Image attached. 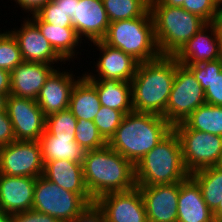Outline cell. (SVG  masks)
I'll return each instance as SVG.
<instances>
[{"mask_svg":"<svg viewBox=\"0 0 222 222\" xmlns=\"http://www.w3.org/2000/svg\"><path fill=\"white\" fill-rule=\"evenodd\" d=\"M82 165L84 181L94 202L105 194L136 186L134 165L108 145L87 150Z\"/></svg>","mask_w":222,"mask_h":222,"instance_id":"2","label":"cell"},{"mask_svg":"<svg viewBox=\"0 0 222 222\" xmlns=\"http://www.w3.org/2000/svg\"><path fill=\"white\" fill-rule=\"evenodd\" d=\"M148 222H177V202L180 182L138 186Z\"/></svg>","mask_w":222,"mask_h":222,"instance_id":"13","label":"cell"},{"mask_svg":"<svg viewBox=\"0 0 222 222\" xmlns=\"http://www.w3.org/2000/svg\"><path fill=\"white\" fill-rule=\"evenodd\" d=\"M125 114L122 111L105 106L100 107L93 122L103 139L108 142L122 122Z\"/></svg>","mask_w":222,"mask_h":222,"instance_id":"34","label":"cell"},{"mask_svg":"<svg viewBox=\"0 0 222 222\" xmlns=\"http://www.w3.org/2000/svg\"><path fill=\"white\" fill-rule=\"evenodd\" d=\"M31 19L39 28L42 35L48 40L56 53L64 60H72L78 53L75 47L81 44L82 40L77 35L74 27H60L41 21L34 13ZM76 52V54H75Z\"/></svg>","mask_w":222,"mask_h":222,"instance_id":"24","label":"cell"},{"mask_svg":"<svg viewBox=\"0 0 222 222\" xmlns=\"http://www.w3.org/2000/svg\"><path fill=\"white\" fill-rule=\"evenodd\" d=\"M8 96L9 95L0 94V111H6Z\"/></svg>","mask_w":222,"mask_h":222,"instance_id":"46","label":"cell"},{"mask_svg":"<svg viewBox=\"0 0 222 222\" xmlns=\"http://www.w3.org/2000/svg\"><path fill=\"white\" fill-rule=\"evenodd\" d=\"M6 111L16 140L39 141L45 132L46 116L34 99L9 95Z\"/></svg>","mask_w":222,"mask_h":222,"instance_id":"11","label":"cell"},{"mask_svg":"<svg viewBox=\"0 0 222 222\" xmlns=\"http://www.w3.org/2000/svg\"><path fill=\"white\" fill-rule=\"evenodd\" d=\"M95 87L102 106L122 111L133 112L131 83L110 79H88Z\"/></svg>","mask_w":222,"mask_h":222,"instance_id":"25","label":"cell"},{"mask_svg":"<svg viewBox=\"0 0 222 222\" xmlns=\"http://www.w3.org/2000/svg\"><path fill=\"white\" fill-rule=\"evenodd\" d=\"M55 3H57L58 6H60L65 12L67 17L72 18L75 14V8H76V2H79V0H53Z\"/></svg>","mask_w":222,"mask_h":222,"instance_id":"42","label":"cell"},{"mask_svg":"<svg viewBox=\"0 0 222 222\" xmlns=\"http://www.w3.org/2000/svg\"><path fill=\"white\" fill-rule=\"evenodd\" d=\"M176 74V59L160 56L138 64L131 83L134 112L152 113L165 118V110Z\"/></svg>","mask_w":222,"mask_h":222,"instance_id":"1","label":"cell"},{"mask_svg":"<svg viewBox=\"0 0 222 222\" xmlns=\"http://www.w3.org/2000/svg\"><path fill=\"white\" fill-rule=\"evenodd\" d=\"M0 222H11V214L0 211Z\"/></svg>","mask_w":222,"mask_h":222,"instance_id":"47","label":"cell"},{"mask_svg":"<svg viewBox=\"0 0 222 222\" xmlns=\"http://www.w3.org/2000/svg\"><path fill=\"white\" fill-rule=\"evenodd\" d=\"M24 20L19 30H10L19 45L23 61L50 65L65 62L42 35L38 26L29 17Z\"/></svg>","mask_w":222,"mask_h":222,"instance_id":"14","label":"cell"},{"mask_svg":"<svg viewBox=\"0 0 222 222\" xmlns=\"http://www.w3.org/2000/svg\"><path fill=\"white\" fill-rule=\"evenodd\" d=\"M213 211L205 203L197 182L189 175L180 182L177 222H212Z\"/></svg>","mask_w":222,"mask_h":222,"instance_id":"22","label":"cell"},{"mask_svg":"<svg viewBox=\"0 0 222 222\" xmlns=\"http://www.w3.org/2000/svg\"><path fill=\"white\" fill-rule=\"evenodd\" d=\"M23 62L19 45L8 31L0 33V68L11 72Z\"/></svg>","mask_w":222,"mask_h":222,"instance_id":"32","label":"cell"},{"mask_svg":"<svg viewBox=\"0 0 222 222\" xmlns=\"http://www.w3.org/2000/svg\"><path fill=\"white\" fill-rule=\"evenodd\" d=\"M134 167L136 186L177 183L190 175L184 167L179 137L174 130Z\"/></svg>","mask_w":222,"mask_h":222,"instance_id":"4","label":"cell"},{"mask_svg":"<svg viewBox=\"0 0 222 222\" xmlns=\"http://www.w3.org/2000/svg\"><path fill=\"white\" fill-rule=\"evenodd\" d=\"M16 141L7 111H0V147Z\"/></svg>","mask_w":222,"mask_h":222,"instance_id":"39","label":"cell"},{"mask_svg":"<svg viewBox=\"0 0 222 222\" xmlns=\"http://www.w3.org/2000/svg\"><path fill=\"white\" fill-rule=\"evenodd\" d=\"M11 222H60L48 214L30 209L25 212L11 214Z\"/></svg>","mask_w":222,"mask_h":222,"instance_id":"37","label":"cell"},{"mask_svg":"<svg viewBox=\"0 0 222 222\" xmlns=\"http://www.w3.org/2000/svg\"><path fill=\"white\" fill-rule=\"evenodd\" d=\"M219 6L216 0H185L182 8L199 16L206 23H212Z\"/></svg>","mask_w":222,"mask_h":222,"instance_id":"36","label":"cell"},{"mask_svg":"<svg viewBox=\"0 0 222 222\" xmlns=\"http://www.w3.org/2000/svg\"><path fill=\"white\" fill-rule=\"evenodd\" d=\"M219 5H222V0H216Z\"/></svg>","mask_w":222,"mask_h":222,"instance_id":"49","label":"cell"},{"mask_svg":"<svg viewBox=\"0 0 222 222\" xmlns=\"http://www.w3.org/2000/svg\"><path fill=\"white\" fill-rule=\"evenodd\" d=\"M88 205L79 194L65 190L43 176L37 177L33 210L55 217L60 222H70Z\"/></svg>","mask_w":222,"mask_h":222,"instance_id":"8","label":"cell"},{"mask_svg":"<svg viewBox=\"0 0 222 222\" xmlns=\"http://www.w3.org/2000/svg\"><path fill=\"white\" fill-rule=\"evenodd\" d=\"M0 94L10 95V72L0 68Z\"/></svg>","mask_w":222,"mask_h":222,"instance_id":"41","label":"cell"},{"mask_svg":"<svg viewBox=\"0 0 222 222\" xmlns=\"http://www.w3.org/2000/svg\"><path fill=\"white\" fill-rule=\"evenodd\" d=\"M77 119L69 109L50 114L46 117L43 135L54 137H75Z\"/></svg>","mask_w":222,"mask_h":222,"instance_id":"31","label":"cell"},{"mask_svg":"<svg viewBox=\"0 0 222 222\" xmlns=\"http://www.w3.org/2000/svg\"><path fill=\"white\" fill-rule=\"evenodd\" d=\"M172 130L163 116L133 111L125 114L107 145L135 166Z\"/></svg>","mask_w":222,"mask_h":222,"instance_id":"3","label":"cell"},{"mask_svg":"<svg viewBox=\"0 0 222 222\" xmlns=\"http://www.w3.org/2000/svg\"><path fill=\"white\" fill-rule=\"evenodd\" d=\"M53 65L23 61L10 72V94L36 100Z\"/></svg>","mask_w":222,"mask_h":222,"instance_id":"20","label":"cell"},{"mask_svg":"<svg viewBox=\"0 0 222 222\" xmlns=\"http://www.w3.org/2000/svg\"><path fill=\"white\" fill-rule=\"evenodd\" d=\"M75 141L80 147H84L86 150H97L107 145V142L98 132L94 122L84 119L77 120Z\"/></svg>","mask_w":222,"mask_h":222,"instance_id":"33","label":"cell"},{"mask_svg":"<svg viewBox=\"0 0 222 222\" xmlns=\"http://www.w3.org/2000/svg\"><path fill=\"white\" fill-rule=\"evenodd\" d=\"M173 57L181 65H193L222 58V44L215 26L207 23Z\"/></svg>","mask_w":222,"mask_h":222,"instance_id":"17","label":"cell"},{"mask_svg":"<svg viewBox=\"0 0 222 222\" xmlns=\"http://www.w3.org/2000/svg\"><path fill=\"white\" fill-rule=\"evenodd\" d=\"M43 166L39 141L16 140L0 147V174L37 178Z\"/></svg>","mask_w":222,"mask_h":222,"instance_id":"10","label":"cell"},{"mask_svg":"<svg viewBox=\"0 0 222 222\" xmlns=\"http://www.w3.org/2000/svg\"><path fill=\"white\" fill-rule=\"evenodd\" d=\"M43 164L51 160H71L83 163L87 150L80 147L75 137L42 135L39 140Z\"/></svg>","mask_w":222,"mask_h":222,"instance_id":"27","label":"cell"},{"mask_svg":"<svg viewBox=\"0 0 222 222\" xmlns=\"http://www.w3.org/2000/svg\"><path fill=\"white\" fill-rule=\"evenodd\" d=\"M206 103L205 93L193 73L176 60V74L165 110L172 125L182 123L199 106Z\"/></svg>","mask_w":222,"mask_h":222,"instance_id":"9","label":"cell"},{"mask_svg":"<svg viewBox=\"0 0 222 222\" xmlns=\"http://www.w3.org/2000/svg\"><path fill=\"white\" fill-rule=\"evenodd\" d=\"M93 44L98 47L102 54L96 63L97 75L93 72L85 73L84 76L87 79L132 81L139 64L137 60L120 49L108 46L103 41H96Z\"/></svg>","mask_w":222,"mask_h":222,"instance_id":"15","label":"cell"},{"mask_svg":"<svg viewBox=\"0 0 222 222\" xmlns=\"http://www.w3.org/2000/svg\"><path fill=\"white\" fill-rule=\"evenodd\" d=\"M20 7L23 8V11L35 13L40 7L45 5L50 0H14Z\"/></svg>","mask_w":222,"mask_h":222,"instance_id":"40","label":"cell"},{"mask_svg":"<svg viewBox=\"0 0 222 222\" xmlns=\"http://www.w3.org/2000/svg\"><path fill=\"white\" fill-rule=\"evenodd\" d=\"M212 24L215 26L217 35L222 44V7L219 6L218 12L214 17Z\"/></svg>","mask_w":222,"mask_h":222,"instance_id":"43","label":"cell"},{"mask_svg":"<svg viewBox=\"0 0 222 222\" xmlns=\"http://www.w3.org/2000/svg\"><path fill=\"white\" fill-rule=\"evenodd\" d=\"M186 66L200 83L206 103L222 106V58Z\"/></svg>","mask_w":222,"mask_h":222,"instance_id":"23","label":"cell"},{"mask_svg":"<svg viewBox=\"0 0 222 222\" xmlns=\"http://www.w3.org/2000/svg\"><path fill=\"white\" fill-rule=\"evenodd\" d=\"M213 216L215 220H222V199L218 207L213 211Z\"/></svg>","mask_w":222,"mask_h":222,"instance_id":"45","label":"cell"},{"mask_svg":"<svg viewBox=\"0 0 222 222\" xmlns=\"http://www.w3.org/2000/svg\"><path fill=\"white\" fill-rule=\"evenodd\" d=\"M212 222H222V220H213Z\"/></svg>","mask_w":222,"mask_h":222,"instance_id":"50","label":"cell"},{"mask_svg":"<svg viewBox=\"0 0 222 222\" xmlns=\"http://www.w3.org/2000/svg\"><path fill=\"white\" fill-rule=\"evenodd\" d=\"M111 22L143 16L150 9V0H102Z\"/></svg>","mask_w":222,"mask_h":222,"instance_id":"30","label":"cell"},{"mask_svg":"<svg viewBox=\"0 0 222 222\" xmlns=\"http://www.w3.org/2000/svg\"><path fill=\"white\" fill-rule=\"evenodd\" d=\"M41 21L60 27H73L72 18L53 0L48 1L34 13Z\"/></svg>","mask_w":222,"mask_h":222,"instance_id":"35","label":"cell"},{"mask_svg":"<svg viewBox=\"0 0 222 222\" xmlns=\"http://www.w3.org/2000/svg\"><path fill=\"white\" fill-rule=\"evenodd\" d=\"M102 41L131 55L139 63L153 61L161 56L150 9L141 17L111 22Z\"/></svg>","mask_w":222,"mask_h":222,"instance_id":"6","label":"cell"},{"mask_svg":"<svg viewBox=\"0 0 222 222\" xmlns=\"http://www.w3.org/2000/svg\"><path fill=\"white\" fill-rule=\"evenodd\" d=\"M173 130L179 137L183 164L189 174L219 166L222 136L189 129L183 122L173 126Z\"/></svg>","mask_w":222,"mask_h":222,"instance_id":"7","label":"cell"},{"mask_svg":"<svg viewBox=\"0 0 222 222\" xmlns=\"http://www.w3.org/2000/svg\"><path fill=\"white\" fill-rule=\"evenodd\" d=\"M72 23L81 40L85 36V39L96 42L104 39L110 21L102 0H79L76 2Z\"/></svg>","mask_w":222,"mask_h":222,"instance_id":"16","label":"cell"},{"mask_svg":"<svg viewBox=\"0 0 222 222\" xmlns=\"http://www.w3.org/2000/svg\"><path fill=\"white\" fill-rule=\"evenodd\" d=\"M70 222H106V217L102 209L94 202Z\"/></svg>","mask_w":222,"mask_h":222,"instance_id":"38","label":"cell"},{"mask_svg":"<svg viewBox=\"0 0 222 222\" xmlns=\"http://www.w3.org/2000/svg\"><path fill=\"white\" fill-rule=\"evenodd\" d=\"M43 177L65 190L77 193L89 204L94 203L87 190L82 163L71 160H51L44 163Z\"/></svg>","mask_w":222,"mask_h":222,"instance_id":"21","label":"cell"},{"mask_svg":"<svg viewBox=\"0 0 222 222\" xmlns=\"http://www.w3.org/2000/svg\"><path fill=\"white\" fill-rule=\"evenodd\" d=\"M199 185L207 206L214 211L222 199V167L212 166L190 174Z\"/></svg>","mask_w":222,"mask_h":222,"instance_id":"28","label":"cell"},{"mask_svg":"<svg viewBox=\"0 0 222 222\" xmlns=\"http://www.w3.org/2000/svg\"><path fill=\"white\" fill-rule=\"evenodd\" d=\"M36 179L0 174V211L14 214L32 209Z\"/></svg>","mask_w":222,"mask_h":222,"instance_id":"19","label":"cell"},{"mask_svg":"<svg viewBox=\"0 0 222 222\" xmlns=\"http://www.w3.org/2000/svg\"><path fill=\"white\" fill-rule=\"evenodd\" d=\"M219 166L222 167V154H221V157H220V160H219Z\"/></svg>","mask_w":222,"mask_h":222,"instance_id":"48","label":"cell"},{"mask_svg":"<svg viewBox=\"0 0 222 222\" xmlns=\"http://www.w3.org/2000/svg\"><path fill=\"white\" fill-rule=\"evenodd\" d=\"M57 69L47 78L36 99L46 117L69 108L72 88L80 78L78 76L75 79L72 72H61L59 68Z\"/></svg>","mask_w":222,"mask_h":222,"instance_id":"18","label":"cell"},{"mask_svg":"<svg viewBox=\"0 0 222 222\" xmlns=\"http://www.w3.org/2000/svg\"><path fill=\"white\" fill-rule=\"evenodd\" d=\"M160 4L166 6L182 7L185 0H157Z\"/></svg>","mask_w":222,"mask_h":222,"instance_id":"44","label":"cell"},{"mask_svg":"<svg viewBox=\"0 0 222 222\" xmlns=\"http://www.w3.org/2000/svg\"><path fill=\"white\" fill-rule=\"evenodd\" d=\"M154 34L161 56H174L207 23L182 7L150 0Z\"/></svg>","mask_w":222,"mask_h":222,"instance_id":"5","label":"cell"},{"mask_svg":"<svg viewBox=\"0 0 222 222\" xmlns=\"http://www.w3.org/2000/svg\"><path fill=\"white\" fill-rule=\"evenodd\" d=\"M95 202L104 212L106 222H148L138 186L127 191L105 194Z\"/></svg>","mask_w":222,"mask_h":222,"instance_id":"12","label":"cell"},{"mask_svg":"<svg viewBox=\"0 0 222 222\" xmlns=\"http://www.w3.org/2000/svg\"><path fill=\"white\" fill-rule=\"evenodd\" d=\"M183 123L189 128L222 136V106L203 104Z\"/></svg>","mask_w":222,"mask_h":222,"instance_id":"29","label":"cell"},{"mask_svg":"<svg viewBox=\"0 0 222 222\" xmlns=\"http://www.w3.org/2000/svg\"><path fill=\"white\" fill-rule=\"evenodd\" d=\"M101 103L94 85L83 75L72 88L69 110L78 119L93 121Z\"/></svg>","mask_w":222,"mask_h":222,"instance_id":"26","label":"cell"}]
</instances>
